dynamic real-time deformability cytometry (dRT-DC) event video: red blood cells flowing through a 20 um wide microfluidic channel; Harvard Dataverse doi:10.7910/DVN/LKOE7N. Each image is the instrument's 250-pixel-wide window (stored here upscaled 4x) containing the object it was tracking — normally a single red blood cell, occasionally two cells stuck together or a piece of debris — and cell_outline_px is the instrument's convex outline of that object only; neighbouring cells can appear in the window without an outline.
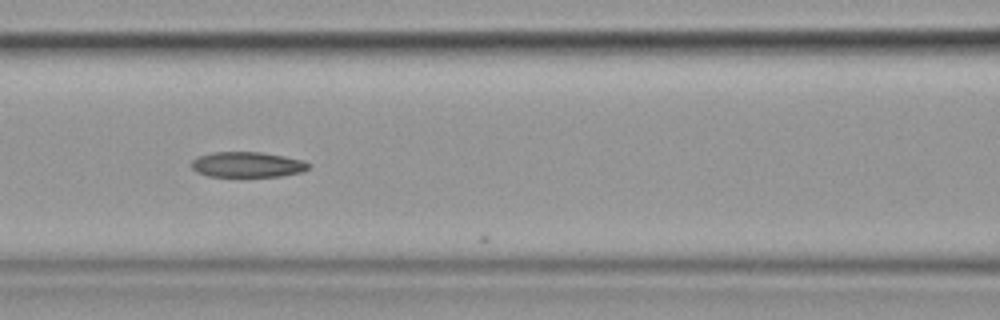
{"species": "common noctule bat (a hibernating species)", "species_latin": "Nyctalus noctula", "temperature_condition": "cold", "stored_images_in_passage": 10, "camera_frame_rate_fps": 3000, "um_per_image_px": 0.085, "animal": {"sex": "female", "body_mass_g": 19.9}, "frame": {"image": 1, "passage_image": 7, "time_ms": 2.0, "image_size_px": [1000, 320], "cell_outline_px": [[312, 164], [308, 168], [300, 172], [280, 176], [208, 176], [196, 172], [192, 168], [192, 160], [196, 156], [212, 152], [260, 152], [284, 156], [304, 160]], "centroid_in_image_um": [21.01, 13.98], "position_along_channel_um": 145.6, "area_um2": 17.34}}